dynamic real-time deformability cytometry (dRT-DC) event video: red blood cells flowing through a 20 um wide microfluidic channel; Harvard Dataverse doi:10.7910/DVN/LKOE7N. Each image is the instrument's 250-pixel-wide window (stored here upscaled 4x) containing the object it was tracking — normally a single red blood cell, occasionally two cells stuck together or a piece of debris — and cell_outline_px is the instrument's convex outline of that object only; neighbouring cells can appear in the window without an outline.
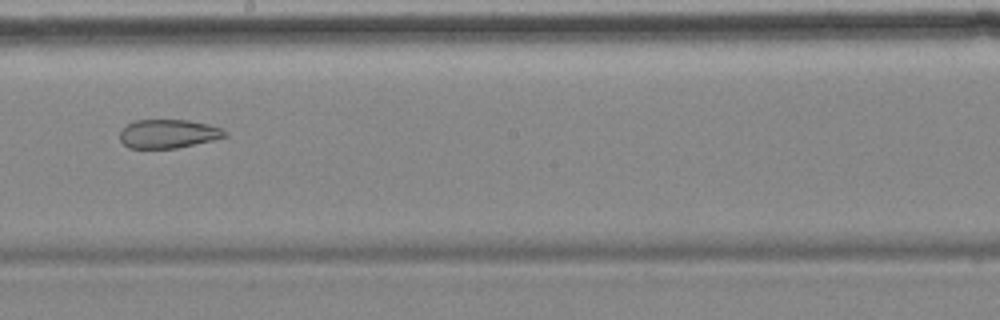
{"species": "common noctule bat (a hibernating species)", "species_latin": "Nyctalus noctula", "temperature_condition": "cold", "stored_images_in_passage": 6, "camera_frame_rate_fps": 3000, "um_per_image_px": 0.085, "animal": {"sex": "female", "body_mass_g": 18.4}, "frame": {"image": 1, "passage_image": 6, "time_ms": 6.0, "image_size_px": [1000, 320], "cell_outline_px": [[228, 136], [212, 140], [176, 148], [128, 148], [120, 140], [120, 132], [128, 124], [136, 120], [188, 120], [208, 124], [224, 128], [228, 132]], "centroid_in_image_um": [14.34, 11.37], "position_along_channel_um": 233.9, "area_um2": 17.57}}